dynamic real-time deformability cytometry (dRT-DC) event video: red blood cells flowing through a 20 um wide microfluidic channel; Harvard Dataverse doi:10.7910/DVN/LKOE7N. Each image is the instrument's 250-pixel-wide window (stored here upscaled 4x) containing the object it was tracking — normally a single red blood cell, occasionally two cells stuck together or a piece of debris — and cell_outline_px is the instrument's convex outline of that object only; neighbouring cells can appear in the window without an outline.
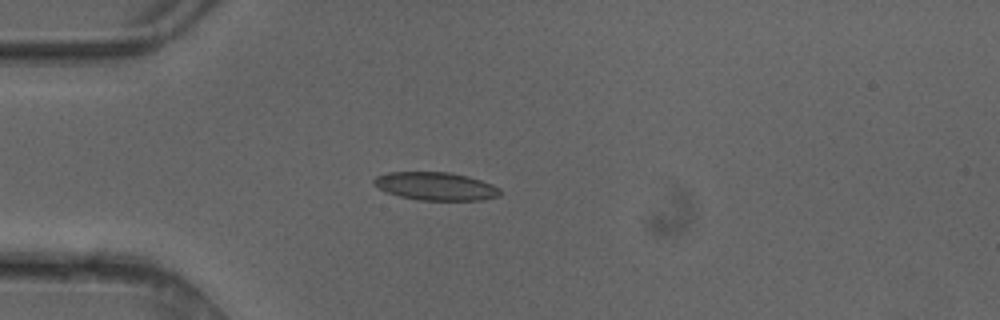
{"species": "common noctule bat (a hibernating species)", "species_latin": "Nyctalus noctula", "temperature_condition": "cold", "stored_images_in_passage": 1, "camera_frame_rate_fps": 3000, "um_per_image_px": 0.085, "animal": {"sex": "female"}, "frame": {"image": 1, "passage_image": 1, "time_ms": 0.0, "image_size_px": [1000, 320], "cell_outline_px": [[500, 196], [480, 200], [420, 200], [400, 196], [388, 192], [372, 184], [372, 180], [376, 176], [388, 172], [448, 172], [468, 176], [492, 184], [500, 188]], "centroid_in_image_um": [37.03, 15.82], "position_along_channel_um": 48.0, "area_um2": 20.58}}